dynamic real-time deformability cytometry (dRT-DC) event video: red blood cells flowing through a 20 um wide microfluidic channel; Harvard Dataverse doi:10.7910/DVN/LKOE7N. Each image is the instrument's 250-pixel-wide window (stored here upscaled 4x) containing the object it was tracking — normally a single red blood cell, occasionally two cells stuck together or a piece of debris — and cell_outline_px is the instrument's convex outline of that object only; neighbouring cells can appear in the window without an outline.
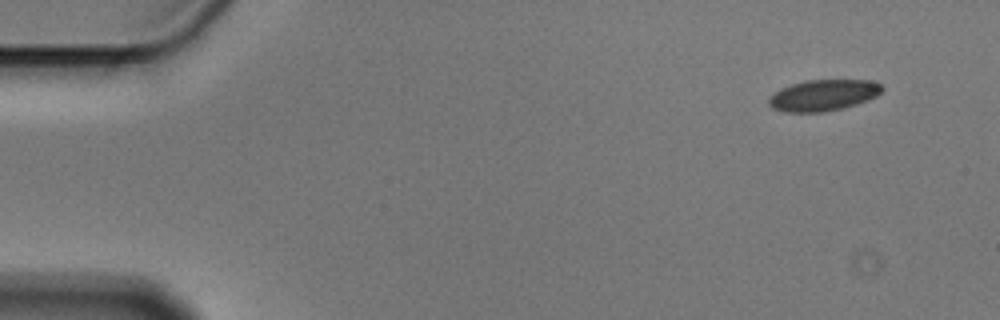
{"species": "Egyptian fruit bat (a non-hibernating species)", "species_latin": "Rousettus aegyptiacus", "temperature_condition": "cold", "stored_images_in_passage": 3, "camera_frame_rate_fps": 3000, "um_per_image_px": 0.085, "animal": {"sex": "male"}, "frame": {"image": 1, "passage_image": 1, "time_ms": 0.0, "image_size_px": [1000, 320], "cell_outline_px": [[884, 88], [876, 96], [868, 100], [844, 108], [824, 112], [784, 112], [772, 108], [768, 104], [768, 100], [780, 88], [804, 80], [872, 80], [880, 84]], "centroid_in_image_um": [69.99, 8.1], "position_along_channel_um": 15.0, "area_um2": 20.63}}